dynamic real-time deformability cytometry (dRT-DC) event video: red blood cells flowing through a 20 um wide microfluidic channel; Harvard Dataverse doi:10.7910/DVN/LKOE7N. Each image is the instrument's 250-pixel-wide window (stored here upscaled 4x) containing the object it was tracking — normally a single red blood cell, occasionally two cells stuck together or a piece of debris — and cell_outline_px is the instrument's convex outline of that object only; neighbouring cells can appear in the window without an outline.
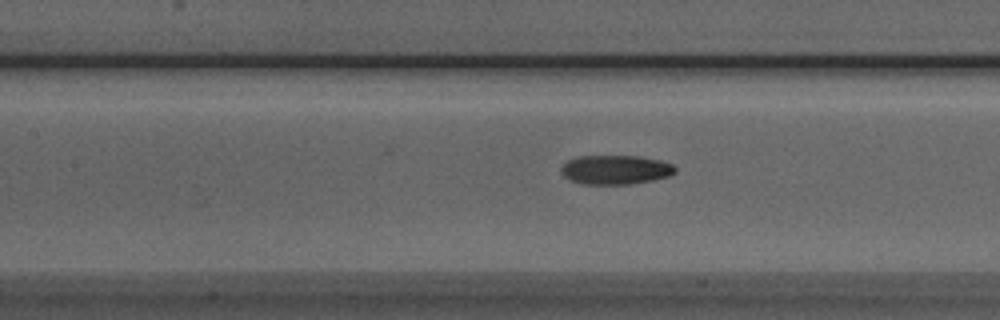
{"species": "Egyptian fruit bat (a non-hibernating species)", "species_latin": "Rousettus aegyptiacus", "temperature_condition": "room temperature", "stored_images_in_passage": 38, "camera_frame_rate_fps": 3000, "um_per_image_px": 0.085, "animal": {"sex": "male"}, "frame": {"image": 1, "passage_image": 9, "time_ms": 2.667, "image_size_px": [1000, 320], "cell_outline_px": [[676, 172], [668, 176], [652, 180], [632, 184], [580, 184], [568, 180], [560, 172], [560, 168], [568, 160], [580, 156], [640, 156], [660, 160], [672, 164], [676, 168]], "centroid_in_image_um": [52.29, 14.43], "position_along_channel_um": 155.1, "area_um2": 19.54}}
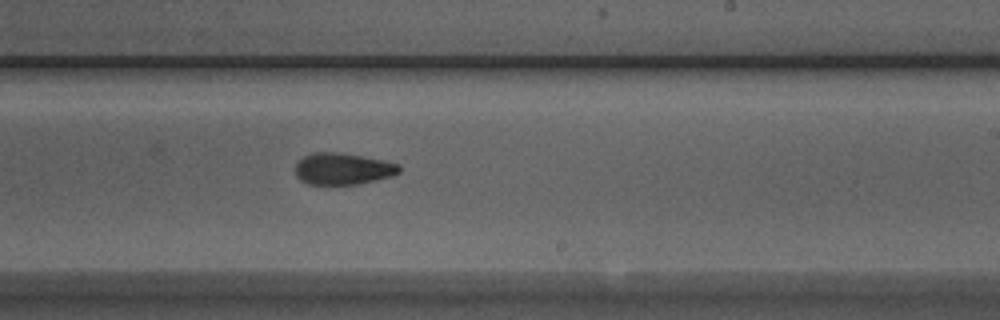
{"frame": {"image": 2, "passage_image": 17, "time_ms": 5.333, "image_size_px": [1000, 320], "cell_outline_px": [[400, 172], [392, 176], [376, 180], [356, 184], [308, 184], [300, 180], [296, 176], [296, 160], [312, 152], [340, 152], [384, 160], [400, 164]], "centroid_in_image_um": [29.13, 14.33], "position_along_channel_um": 259.9, "area_um2": 19.31}}
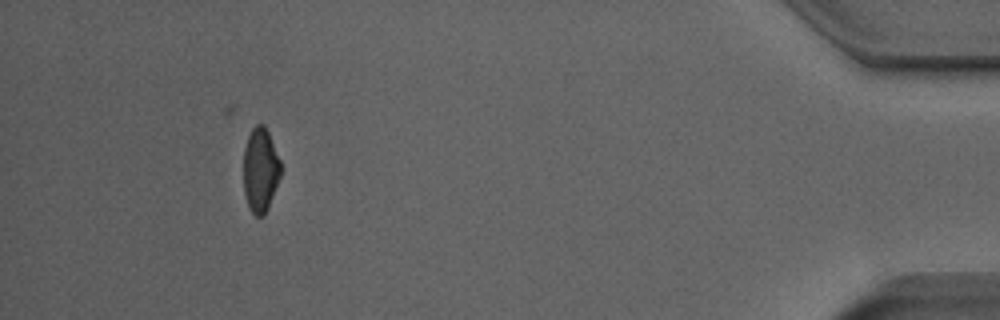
{"frame": {"image": 3, "passage_image": 34, "time_ms": 11.0, "image_size_px": [1000, 320], "cell_outline_px": [[280, 176], [268, 208], [264, 216], [256, 216], [252, 212], [244, 196], [244, 148], [248, 136], [252, 128], [256, 124], [264, 124], [268, 132], [280, 160]], "centroid_in_image_um": [22.12, 14.44], "position_along_channel_um": 413.1, "area_um2": 18.15}, "authors_computed_cell_mechanics": {"area_um2": 19.5942, "velocity_mm_per_s": 3.9414, "shape_relaxation_time_tau1_ms": null, "shape_relaxation_time_tau2_ms": 3.6651, "deformation_change_tau1": null, "deformation_change_tau2": 0.1005}}